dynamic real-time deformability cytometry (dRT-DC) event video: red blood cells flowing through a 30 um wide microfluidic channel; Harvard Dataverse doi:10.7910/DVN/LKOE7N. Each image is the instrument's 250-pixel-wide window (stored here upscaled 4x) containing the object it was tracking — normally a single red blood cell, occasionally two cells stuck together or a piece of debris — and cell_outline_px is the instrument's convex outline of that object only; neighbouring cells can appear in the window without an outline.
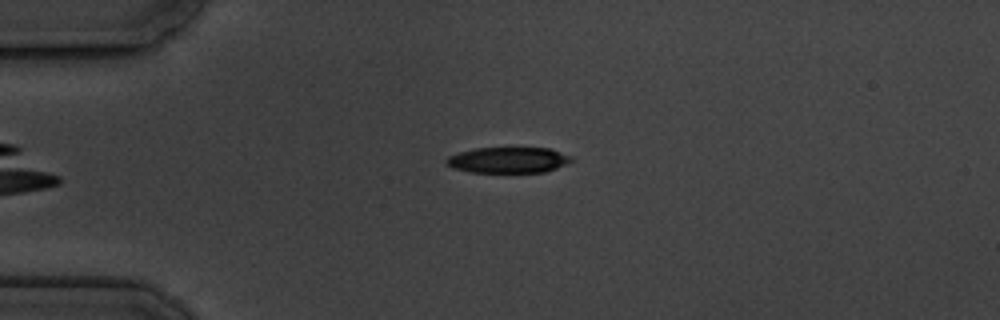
{"species": "common noctule bat (a hibernating species)", "species_latin": "Nyctalus noctula", "temperature_condition": "cold", "stored_images_in_passage": 6, "camera_frame_rate_fps": 3000, "um_per_image_px": 0.085, "animal": {"sex": "male", "body_mass_g": 19.5, "forearm_length_mm": 54.6}, "frame": {"image": 1, "passage_image": 6, "time_ms": 5.667, "image_size_px": [1000, 320], "cell_outline_px": [[572, 160], [556, 168], [544, 172], [468, 172], [452, 168], [444, 164], [444, 160], [448, 156], [460, 152], [476, 148], [552, 148], [572, 156]], "centroid_in_image_um": [43.16, 13.6], "position_along_channel_um": 41.8, "area_um2": 18.9}}